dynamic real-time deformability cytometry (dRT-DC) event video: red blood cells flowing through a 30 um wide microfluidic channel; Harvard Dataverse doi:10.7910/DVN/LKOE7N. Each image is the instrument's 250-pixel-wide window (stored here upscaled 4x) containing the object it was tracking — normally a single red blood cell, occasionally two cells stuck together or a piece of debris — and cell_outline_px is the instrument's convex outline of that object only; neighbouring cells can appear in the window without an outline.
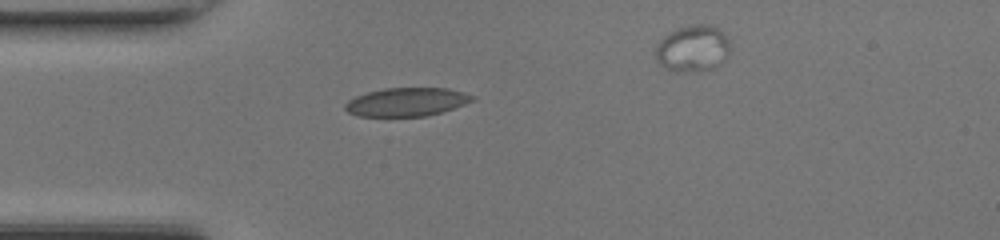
{"species": "common noctule bat (a hibernating species)", "species_latin": "Nyctalus noctula", "temperature_condition": "room temperature", "stored_images_in_passage": 30, "segment_of_instrument_passage": [1, 2], "camera_frame_rate_fps": 3000, "um_per_image_px": 0.085, "animal": {"sex": "female", "body_mass_g": 17.0, "forearm_length_mm": 48.0}, "frame": {"image": 1, "passage_image": 1, "time_ms": 0.0, "image_size_px": [1000, 240], "cell_outline_px": [[476, 100], [440, 112], [424, 116], [360, 116], [348, 112], [344, 108], [344, 104], [348, 100], [356, 96], [368, 92], [384, 88], [448, 88], [464, 92], [476, 96]], "centroid_in_image_um": [34.57, 8.66], "position_along_channel_um": 50.4, "area_um2": 21.04}}
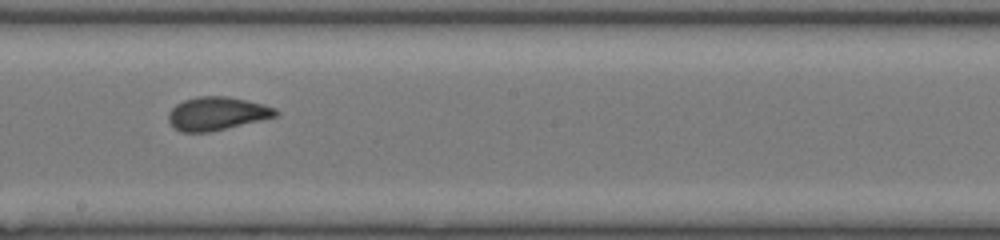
{"frame": {"image": 2, "passage_image": 14, "time_ms": 4.333, "image_size_px": [1000, 240], "cell_outline_px": [[280, 112], [276, 116], [260, 120], [208, 132], [180, 132], [168, 120], [168, 112], [176, 104], [184, 100], [196, 96], [228, 96], [264, 104], [276, 108]], "centroid_in_image_um": [18.43, 9.63], "position_along_channel_um": 229.8, "area_um2": 20.69}}
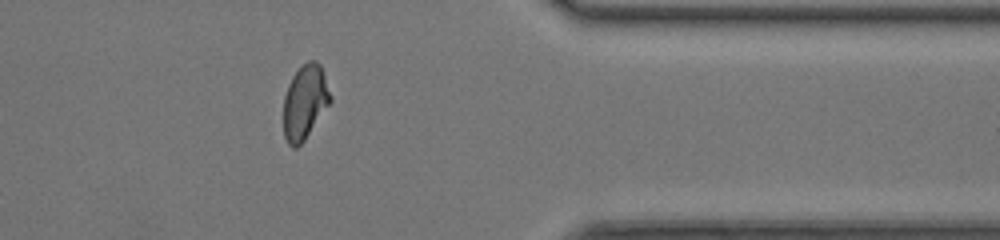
{"frame": {"image": 3, "passage_image": 26, "time_ms": 8.333, "image_size_px": [1000, 240], "cell_outline_px": [[332, 100], [304, 140], [296, 148], [292, 148], [288, 144], [284, 136], [284, 96], [288, 84], [292, 76], [308, 60], [316, 60], [320, 64], [332, 96]], "centroid_in_image_um": [25.92, 8.67], "position_along_channel_um": 385.5, "area_um2": 20.17}}